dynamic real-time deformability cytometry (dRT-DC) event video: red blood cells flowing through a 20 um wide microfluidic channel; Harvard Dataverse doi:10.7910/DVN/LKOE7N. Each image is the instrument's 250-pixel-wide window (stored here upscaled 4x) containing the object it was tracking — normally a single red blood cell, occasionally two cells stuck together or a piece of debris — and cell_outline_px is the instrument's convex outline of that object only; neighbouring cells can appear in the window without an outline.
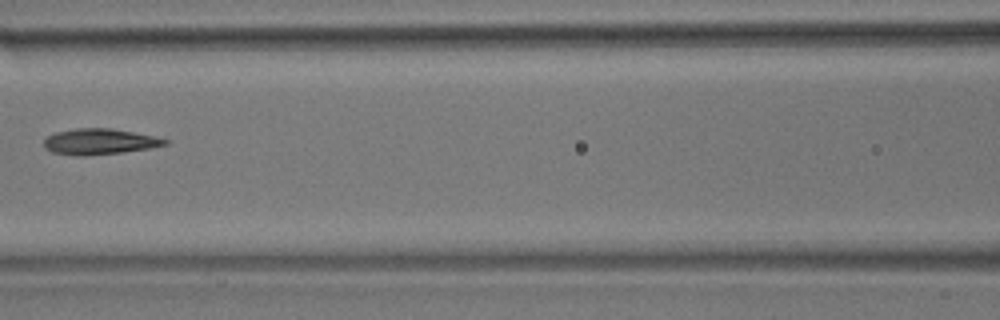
{"species": "common noctule bat (a hibernating species)", "species_latin": "Nyctalus noctula", "temperature_condition": "room temperature", "stored_images_in_passage": 8, "camera_frame_rate_fps": 3000, "um_per_image_px": 0.085, "animal": {"sex": "male", "body_mass_g": 17.9}, "frame": {"image": 1, "passage_image": 8, "time_ms": 2.333, "image_size_px": [1000, 320], "cell_outline_px": [[168, 144], [148, 148], [120, 152], [84, 156], [76, 156], [52, 152], [44, 148], [44, 140], [48, 136], [56, 132], [76, 128], [112, 128], [152, 136], [168, 140]], "centroid_in_image_um": [8.4, 12.03], "position_along_channel_um": 158.2, "area_um2": 17.98}}